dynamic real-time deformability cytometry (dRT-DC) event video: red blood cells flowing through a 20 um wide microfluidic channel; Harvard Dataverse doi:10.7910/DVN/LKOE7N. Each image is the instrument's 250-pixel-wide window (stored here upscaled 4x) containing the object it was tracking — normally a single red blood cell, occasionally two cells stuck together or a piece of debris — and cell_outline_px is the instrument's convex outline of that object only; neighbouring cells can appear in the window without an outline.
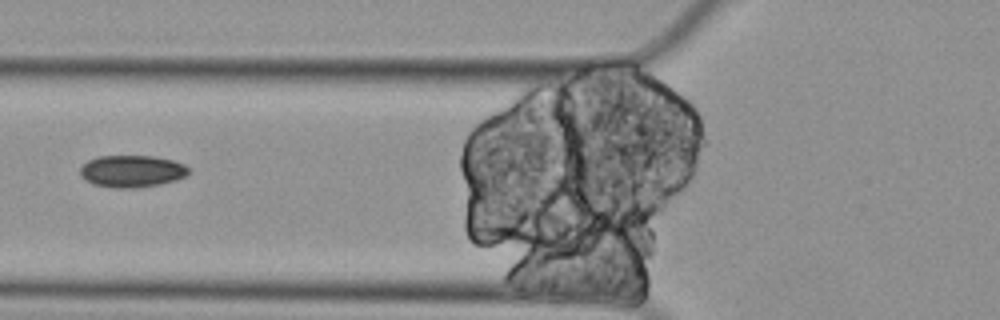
{"species": "Egyptian fruit bat (a non-hibernating species)", "species_latin": "Rousettus aegyptiacus", "temperature_condition": "cold", "stored_images_in_passage": 6, "segment_of_instrument_passage": [2, 2], "camera_frame_rate_fps": 3000, "um_per_image_px": 0.085, "animal": {"sex": "female"}, "frame": {"image": 1, "passage_image": 3, "time_ms": 0.667, "image_size_px": [1000, 320], "cell_outline_px": [[188, 172], [184, 176], [176, 180], [160, 184], [136, 188], [116, 188], [92, 184], [80, 176], [80, 168], [88, 160], [96, 156], [152, 156], [172, 160], [184, 164], [188, 168]], "centroid_in_image_um": [11.17, 14.55], "position_along_channel_um": 114.6, "area_um2": 20.23}}
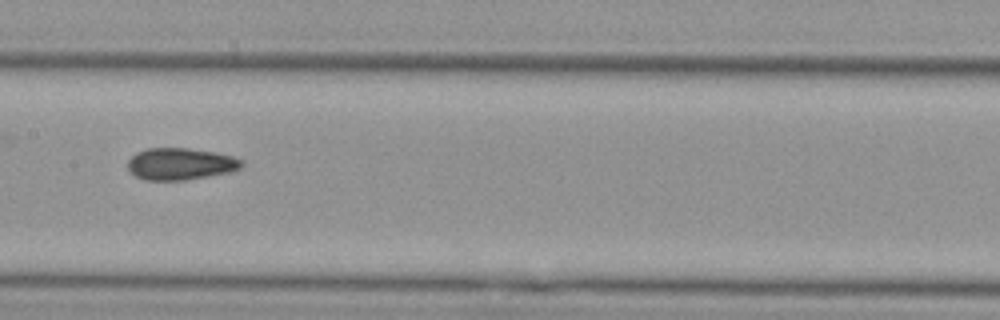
{"frame": {"image": 2, "passage_image": 5, "time_ms": 1.333, "image_size_px": [1000, 320], "cell_outline_px": [[244, 164], [240, 168], [232, 172], [184, 180], [144, 180], [136, 176], [128, 168], [128, 160], [136, 152], [148, 148], [188, 148], [216, 152], [232, 156], [244, 160]], "centroid_in_image_um": [15.37, 13.93], "position_along_channel_um": 192.0, "area_um2": 21.27}}
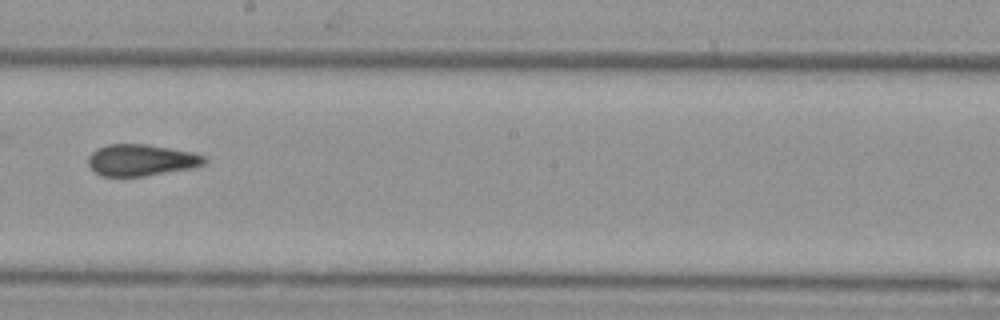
{"frame": {"image": 3, "passage_image": 6, "time_ms": 1.667, "image_size_px": [1000, 320], "cell_outline_px": [[208, 160], [204, 164], [196, 168], [144, 176], [100, 176], [88, 164], [88, 156], [96, 148], [108, 144], [144, 144], [192, 152], [204, 156]], "centroid_in_image_um": [12.02, 13.61], "position_along_channel_um": 236.2, "area_um2": 21.44}}